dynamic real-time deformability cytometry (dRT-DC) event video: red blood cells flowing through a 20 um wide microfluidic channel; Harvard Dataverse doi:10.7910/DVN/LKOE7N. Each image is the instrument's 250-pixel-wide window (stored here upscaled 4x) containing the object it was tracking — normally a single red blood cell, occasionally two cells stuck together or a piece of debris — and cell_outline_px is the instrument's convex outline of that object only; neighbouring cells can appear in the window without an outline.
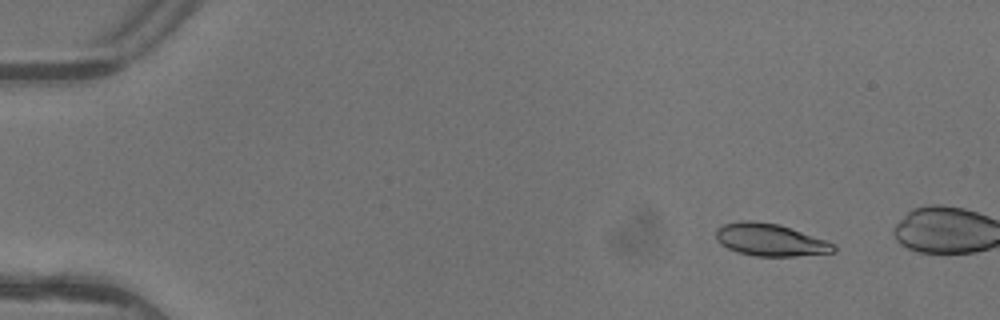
{"species": "common noctule bat (a hibernating species)", "species_latin": "Nyctalus noctula", "temperature_condition": "warm", "stored_images_in_passage": 4, "camera_frame_rate_fps": 3000, "um_per_image_px": 0.085, "animal": {"sex": "female"}, "frame": {"image": 1, "passage_image": 2, "time_ms": 0.333, "image_size_px": [1000, 320], "cell_outline_px": [[836, 252], [796, 256], [756, 256], [736, 252], [720, 244], [716, 240], [716, 228], [724, 224], [744, 220], [752, 220], [780, 224], [828, 240], [836, 244]], "centroid_in_image_um": [65.49, 20.38], "position_along_channel_um": 19.5, "area_um2": 22.54}}